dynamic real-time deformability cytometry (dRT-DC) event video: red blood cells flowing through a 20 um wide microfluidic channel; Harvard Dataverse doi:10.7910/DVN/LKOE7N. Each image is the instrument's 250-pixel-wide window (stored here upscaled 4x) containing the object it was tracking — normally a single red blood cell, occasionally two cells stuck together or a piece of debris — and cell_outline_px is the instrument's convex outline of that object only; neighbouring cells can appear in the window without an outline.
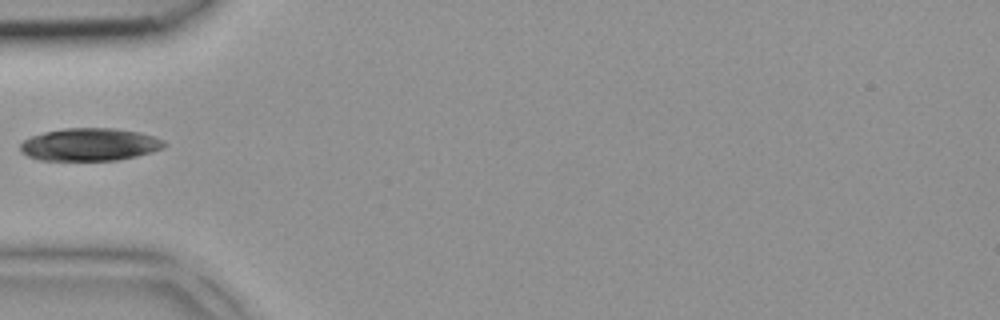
{"species": "common noctule bat (a hibernating species)", "species_latin": "Nyctalus noctula", "temperature_condition": "room temperature", "stored_images_in_passage": 3, "camera_frame_rate_fps": 3000, "um_per_image_px": 0.085, "animal": {"sex": "female", "body_mass_g": 18.4}, "frame": {"image": 1, "passage_image": 3, "time_ms": 0.667, "image_size_px": [1000, 320], "cell_outline_px": [[168, 144], [164, 148], [152, 152], [136, 156], [116, 160], [40, 160], [28, 156], [20, 152], [20, 144], [24, 140], [32, 136], [44, 132], [64, 128], [116, 128], [140, 132], [164, 140]], "centroid_in_image_um": [7.65, 12.28], "position_along_channel_um": 77.4, "area_um2": 27.51}}